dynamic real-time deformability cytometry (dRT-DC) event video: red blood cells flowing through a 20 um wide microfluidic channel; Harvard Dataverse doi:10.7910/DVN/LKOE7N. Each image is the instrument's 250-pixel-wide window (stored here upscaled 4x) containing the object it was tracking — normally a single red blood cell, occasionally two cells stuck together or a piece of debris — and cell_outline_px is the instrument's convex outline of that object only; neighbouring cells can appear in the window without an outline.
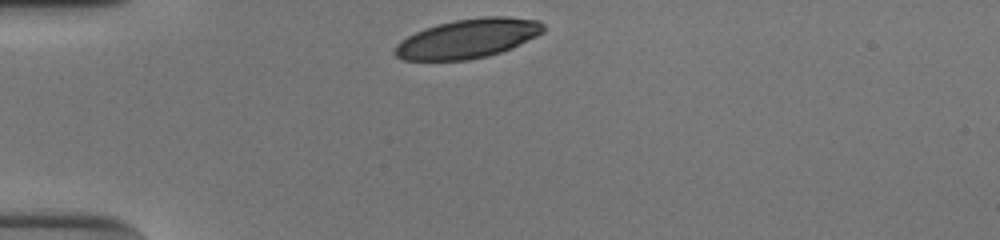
{"species": "human", "species_latin": "Homo sapiens", "temperature_condition": "cold", "stored_images_in_passage": 30, "camera_frame_rate_fps": 3000, "um_per_image_px": 0.085, "donor": {"sex": "male"}, "frame": {"image": 1, "passage_image": 1, "time_ms": 0.0, "image_size_px": [1000, 240], "cell_outline_px": [[544, 32], [512, 48], [488, 56], [468, 60], [404, 60], [396, 56], [392, 52], [396, 44], [400, 40], [424, 28], [456, 20], [484, 16], [508, 16], [540, 20], [544, 24]], "centroid_in_image_um": [39.78, 3.27], "position_along_channel_um": 45.2, "area_um2": 34.04}}
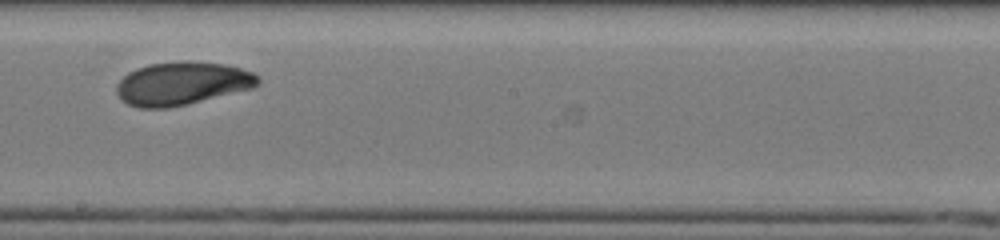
{"frame": {"image": 2, "passage_image": 18, "time_ms": 5.667, "image_size_px": [1000, 240], "cell_outline_px": [[260, 80], [252, 88], [188, 104], [168, 108], [140, 108], [128, 104], [116, 92], [116, 84], [128, 72], [136, 68], [148, 64], [184, 60], [188, 60], [224, 64], [240, 68], [252, 72], [260, 76]], "centroid_in_image_um": [15.46, 7.08], "position_along_channel_um": 232.7, "area_um2": 35.6}}
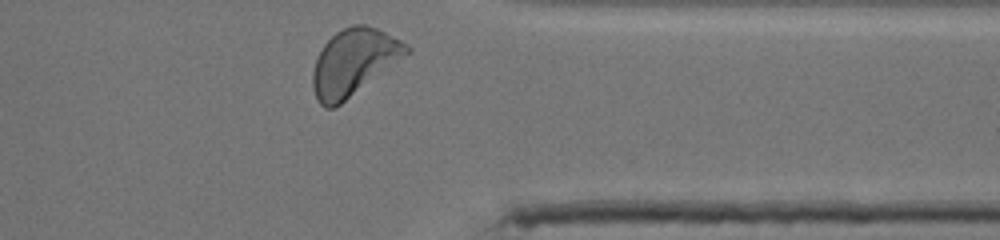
{"frame": {"image": 3, "passage_image": 30, "time_ms": 9.667, "image_size_px": [1000, 240], "cell_outline_px": [[412, 48], [408, 52], [340, 104], [332, 108], [324, 108], [316, 100], [312, 88], [312, 72], [316, 60], [324, 44], [336, 32], [352, 24], [364, 24], [376, 28], [408, 44]], "centroid_in_image_um": [30.01, 5.28], "position_along_channel_um": 381.4, "area_um2": 35.43}, "authors_computed_cell_mechanics": {"area_um2": 35.2002, "velocity_mm_per_s": 3.8313, "shape_relaxation_time_tau1_ms": 4.3246, "shape_relaxation_time_tau2_ms": null, "deformation_change_tau1": 0.163, "deformation_change_tau2": null}}